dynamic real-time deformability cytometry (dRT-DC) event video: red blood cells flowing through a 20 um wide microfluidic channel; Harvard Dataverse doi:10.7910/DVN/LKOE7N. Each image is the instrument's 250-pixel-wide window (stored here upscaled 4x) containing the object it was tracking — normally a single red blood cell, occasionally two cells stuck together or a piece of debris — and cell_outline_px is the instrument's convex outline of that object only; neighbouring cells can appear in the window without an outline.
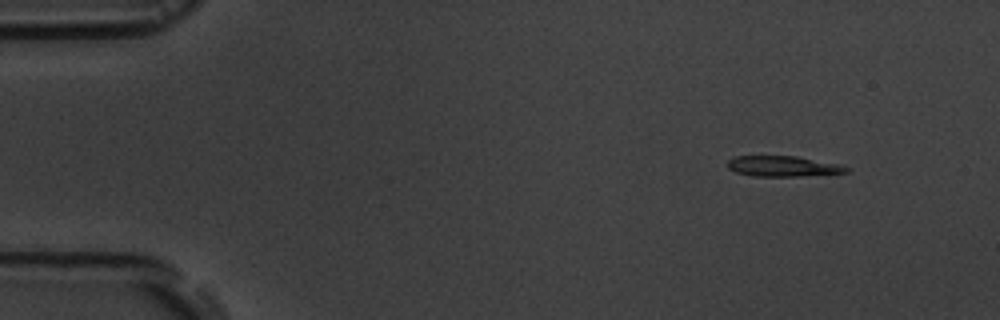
{"species": "common noctule bat (a hibernating species)", "species_latin": "Nyctalus noctula", "temperature_condition": "room temperature", "stored_images_in_passage": 4, "camera_frame_rate_fps": 3000, "um_per_image_px": 0.085, "animal": {"sex": "male", "body_mass_g": 19.5, "forearm_length_mm": 54.6}, "frame": {"image": 1, "passage_image": 1, "time_ms": 0.0, "image_size_px": [1000, 320], "cell_outline_px": [[852, 168], [848, 172], [800, 176], [752, 176], [736, 172], [728, 168], [728, 160], [736, 156], [796, 156], [840, 164]], "centroid_in_image_um": [66.58, 14.13], "position_along_channel_um": 18.4, "area_um2": 14.22}}
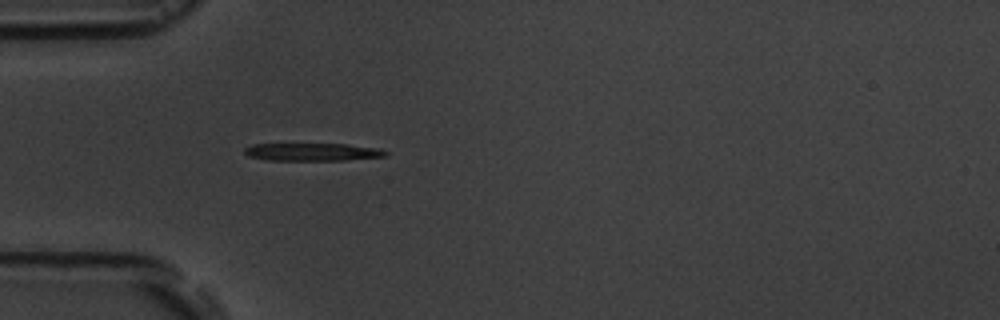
{"frame": {"image": 2, "passage_image": 4, "time_ms": 3.667, "image_size_px": [1000, 320], "cell_outline_px": [[388, 152], [384, 156], [344, 160], [268, 160], [248, 156], [244, 152], [244, 148], [252, 144], [348, 144], [380, 148]], "centroid_in_image_um": [26.54, 12.91], "position_along_channel_um": 58.5, "area_um2": 14.51}}